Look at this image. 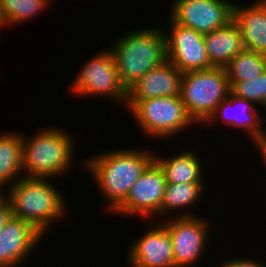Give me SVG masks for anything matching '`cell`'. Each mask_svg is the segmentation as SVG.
<instances>
[{"instance_id": "cell-11", "label": "cell", "mask_w": 266, "mask_h": 267, "mask_svg": "<svg viewBox=\"0 0 266 267\" xmlns=\"http://www.w3.org/2000/svg\"><path fill=\"white\" fill-rule=\"evenodd\" d=\"M168 28H163L167 60L182 73L213 68L210 63L204 34L176 24L170 17ZM169 29V30H168Z\"/></svg>"}, {"instance_id": "cell-23", "label": "cell", "mask_w": 266, "mask_h": 267, "mask_svg": "<svg viewBox=\"0 0 266 267\" xmlns=\"http://www.w3.org/2000/svg\"><path fill=\"white\" fill-rule=\"evenodd\" d=\"M231 93L236 97L252 101L260 108L266 104V71L254 80L229 81Z\"/></svg>"}, {"instance_id": "cell-8", "label": "cell", "mask_w": 266, "mask_h": 267, "mask_svg": "<svg viewBox=\"0 0 266 267\" xmlns=\"http://www.w3.org/2000/svg\"><path fill=\"white\" fill-rule=\"evenodd\" d=\"M203 217L171 216L161 219L172 240L175 267H194L202 261L208 240H211L209 229L212 227Z\"/></svg>"}, {"instance_id": "cell-26", "label": "cell", "mask_w": 266, "mask_h": 267, "mask_svg": "<svg viewBox=\"0 0 266 267\" xmlns=\"http://www.w3.org/2000/svg\"><path fill=\"white\" fill-rule=\"evenodd\" d=\"M263 123H265V118H263ZM255 148H257L258 150V154L259 152H266V125H263V134L261 139L257 142Z\"/></svg>"}, {"instance_id": "cell-14", "label": "cell", "mask_w": 266, "mask_h": 267, "mask_svg": "<svg viewBox=\"0 0 266 267\" xmlns=\"http://www.w3.org/2000/svg\"><path fill=\"white\" fill-rule=\"evenodd\" d=\"M260 109L252 101L236 97L230 92L228 97L217 106L204 125L225 122L231 128H237L240 132L242 130L241 133L244 132L243 134L248 135L251 139L250 141L255 146L263 134L264 123H262V119L264 117L260 115Z\"/></svg>"}, {"instance_id": "cell-5", "label": "cell", "mask_w": 266, "mask_h": 267, "mask_svg": "<svg viewBox=\"0 0 266 267\" xmlns=\"http://www.w3.org/2000/svg\"><path fill=\"white\" fill-rule=\"evenodd\" d=\"M147 138L164 140L197 125L188 114L181 96L138 100L128 110ZM160 137V138H159ZM164 137V138H163Z\"/></svg>"}, {"instance_id": "cell-3", "label": "cell", "mask_w": 266, "mask_h": 267, "mask_svg": "<svg viewBox=\"0 0 266 267\" xmlns=\"http://www.w3.org/2000/svg\"><path fill=\"white\" fill-rule=\"evenodd\" d=\"M118 37L112 39L109 49L114 55L117 73L126 90L167 60L162 26L135 29L119 34Z\"/></svg>"}, {"instance_id": "cell-16", "label": "cell", "mask_w": 266, "mask_h": 267, "mask_svg": "<svg viewBox=\"0 0 266 267\" xmlns=\"http://www.w3.org/2000/svg\"><path fill=\"white\" fill-rule=\"evenodd\" d=\"M232 20L240 30L245 49L266 55V6L256 1L233 4Z\"/></svg>"}, {"instance_id": "cell-9", "label": "cell", "mask_w": 266, "mask_h": 267, "mask_svg": "<svg viewBox=\"0 0 266 267\" xmlns=\"http://www.w3.org/2000/svg\"><path fill=\"white\" fill-rule=\"evenodd\" d=\"M167 181L160 165L153 160L141 176L134 182L126 199L112 212L113 214L139 219L152 220L161 218V204Z\"/></svg>"}, {"instance_id": "cell-10", "label": "cell", "mask_w": 266, "mask_h": 267, "mask_svg": "<svg viewBox=\"0 0 266 267\" xmlns=\"http://www.w3.org/2000/svg\"><path fill=\"white\" fill-rule=\"evenodd\" d=\"M233 4L231 0H173L168 15L176 24L205 34L232 21Z\"/></svg>"}, {"instance_id": "cell-29", "label": "cell", "mask_w": 266, "mask_h": 267, "mask_svg": "<svg viewBox=\"0 0 266 267\" xmlns=\"http://www.w3.org/2000/svg\"><path fill=\"white\" fill-rule=\"evenodd\" d=\"M256 2L260 5L266 6V0H256Z\"/></svg>"}, {"instance_id": "cell-25", "label": "cell", "mask_w": 266, "mask_h": 267, "mask_svg": "<svg viewBox=\"0 0 266 267\" xmlns=\"http://www.w3.org/2000/svg\"><path fill=\"white\" fill-rule=\"evenodd\" d=\"M13 217L10 201L3 195L0 198V231L4 229L7 222Z\"/></svg>"}, {"instance_id": "cell-27", "label": "cell", "mask_w": 266, "mask_h": 267, "mask_svg": "<svg viewBox=\"0 0 266 267\" xmlns=\"http://www.w3.org/2000/svg\"><path fill=\"white\" fill-rule=\"evenodd\" d=\"M9 26L6 18H5V15H4V12H3V8L0 4V32L2 31V28L4 29L7 28ZM1 34V33H0Z\"/></svg>"}, {"instance_id": "cell-4", "label": "cell", "mask_w": 266, "mask_h": 267, "mask_svg": "<svg viewBox=\"0 0 266 267\" xmlns=\"http://www.w3.org/2000/svg\"><path fill=\"white\" fill-rule=\"evenodd\" d=\"M57 127L45 126L29 138L21 134L24 177L54 179L71 169L75 141L66 129Z\"/></svg>"}, {"instance_id": "cell-17", "label": "cell", "mask_w": 266, "mask_h": 267, "mask_svg": "<svg viewBox=\"0 0 266 267\" xmlns=\"http://www.w3.org/2000/svg\"><path fill=\"white\" fill-rule=\"evenodd\" d=\"M197 153V154H196ZM154 160L164 172L167 183H205V175L198 152L191 149L175 153L174 155L161 157L155 151ZM159 156V157H158ZM167 156V157H166Z\"/></svg>"}, {"instance_id": "cell-21", "label": "cell", "mask_w": 266, "mask_h": 267, "mask_svg": "<svg viewBox=\"0 0 266 267\" xmlns=\"http://www.w3.org/2000/svg\"><path fill=\"white\" fill-rule=\"evenodd\" d=\"M224 69L229 81L254 80L266 71V55L244 49Z\"/></svg>"}, {"instance_id": "cell-28", "label": "cell", "mask_w": 266, "mask_h": 267, "mask_svg": "<svg viewBox=\"0 0 266 267\" xmlns=\"http://www.w3.org/2000/svg\"><path fill=\"white\" fill-rule=\"evenodd\" d=\"M260 156H261V158H263L264 164H266V152H260Z\"/></svg>"}, {"instance_id": "cell-19", "label": "cell", "mask_w": 266, "mask_h": 267, "mask_svg": "<svg viewBox=\"0 0 266 267\" xmlns=\"http://www.w3.org/2000/svg\"><path fill=\"white\" fill-rule=\"evenodd\" d=\"M205 186L206 183H167L161 204V217L165 219L174 216L175 214L173 213L177 212L176 216L178 217L197 216L189 209H192V206H196L199 200L201 201V197H205L204 191L207 189Z\"/></svg>"}, {"instance_id": "cell-18", "label": "cell", "mask_w": 266, "mask_h": 267, "mask_svg": "<svg viewBox=\"0 0 266 267\" xmlns=\"http://www.w3.org/2000/svg\"><path fill=\"white\" fill-rule=\"evenodd\" d=\"M204 42L214 67H225L245 49L240 30L233 20L223 28L205 33Z\"/></svg>"}, {"instance_id": "cell-20", "label": "cell", "mask_w": 266, "mask_h": 267, "mask_svg": "<svg viewBox=\"0 0 266 267\" xmlns=\"http://www.w3.org/2000/svg\"><path fill=\"white\" fill-rule=\"evenodd\" d=\"M21 132L0 134V189L12 186L23 177ZM22 174V175H21ZM7 186V187H6ZM3 188V189H2Z\"/></svg>"}, {"instance_id": "cell-6", "label": "cell", "mask_w": 266, "mask_h": 267, "mask_svg": "<svg viewBox=\"0 0 266 267\" xmlns=\"http://www.w3.org/2000/svg\"><path fill=\"white\" fill-rule=\"evenodd\" d=\"M230 92L224 67L183 73L180 96L188 114L197 124L203 125Z\"/></svg>"}, {"instance_id": "cell-30", "label": "cell", "mask_w": 266, "mask_h": 267, "mask_svg": "<svg viewBox=\"0 0 266 267\" xmlns=\"http://www.w3.org/2000/svg\"><path fill=\"white\" fill-rule=\"evenodd\" d=\"M5 192H3V190L0 189V198L4 195Z\"/></svg>"}, {"instance_id": "cell-2", "label": "cell", "mask_w": 266, "mask_h": 267, "mask_svg": "<svg viewBox=\"0 0 266 267\" xmlns=\"http://www.w3.org/2000/svg\"><path fill=\"white\" fill-rule=\"evenodd\" d=\"M51 182L49 178L23 176L4 194L12 205L13 217L30 222L44 236L68 212L63 192Z\"/></svg>"}, {"instance_id": "cell-12", "label": "cell", "mask_w": 266, "mask_h": 267, "mask_svg": "<svg viewBox=\"0 0 266 267\" xmlns=\"http://www.w3.org/2000/svg\"><path fill=\"white\" fill-rule=\"evenodd\" d=\"M153 225H152V224ZM151 229L140 235L126 251L129 267H175L173 245L166 227L157 220L154 225L150 221Z\"/></svg>"}, {"instance_id": "cell-1", "label": "cell", "mask_w": 266, "mask_h": 267, "mask_svg": "<svg viewBox=\"0 0 266 267\" xmlns=\"http://www.w3.org/2000/svg\"><path fill=\"white\" fill-rule=\"evenodd\" d=\"M154 155L155 151L142 147L110 149L88 157L89 159L84 158V166L81 164V167L94 177L102 198L107 200L105 209L112 214L126 199L134 182L154 160Z\"/></svg>"}, {"instance_id": "cell-13", "label": "cell", "mask_w": 266, "mask_h": 267, "mask_svg": "<svg viewBox=\"0 0 266 267\" xmlns=\"http://www.w3.org/2000/svg\"><path fill=\"white\" fill-rule=\"evenodd\" d=\"M45 236L30 222L12 217L0 231V267H19Z\"/></svg>"}, {"instance_id": "cell-7", "label": "cell", "mask_w": 266, "mask_h": 267, "mask_svg": "<svg viewBox=\"0 0 266 267\" xmlns=\"http://www.w3.org/2000/svg\"><path fill=\"white\" fill-rule=\"evenodd\" d=\"M98 52L81 66L69 86L70 92L82 99L103 96L125 106L127 90L120 81L112 51L106 48Z\"/></svg>"}, {"instance_id": "cell-22", "label": "cell", "mask_w": 266, "mask_h": 267, "mask_svg": "<svg viewBox=\"0 0 266 267\" xmlns=\"http://www.w3.org/2000/svg\"><path fill=\"white\" fill-rule=\"evenodd\" d=\"M9 27L27 23L44 13L49 4L44 0H0ZM45 8V9H44ZM44 10V11H43ZM15 25V26H14Z\"/></svg>"}, {"instance_id": "cell-31", "label": "cell", "mask_w": 266, "mask_h": 267, "mask_svg": "<svg viewBox=\"0 0 266 267\" xmlns=\"http://www.w3.org/2000/svg\"><path fill=\"white\" fill-rule=\"evenodd\" d=\"M45 2H47L48 4H51L50 1L52 2V0H44Z\"/></svg>"}, {"instance_id": "cell-15", "label": "cell", "mask_w": 266, "mask_h": 267, "mask_svg": "<svg viewBox=\"0 0 266 267\" xmlns=\"http://www.w3.org/2000/svg\"><path fill=\"white\" fill-rule=\"evenodd\" d=\"M183 73L170 61L150 70L127 90L126 107L138 100L180 96Z\"/></svg>"}, {"instance_id": "cell-24", "label": "cell", "mask_w": 266, "mask_h": 267, "mask_svg": "<svg viewBox=\"0 0 266 267\" xmlns=\"http://www.w3.org/2000/svg\"><path fill=\"white\" fill-rule=\"evenodd\" d=\"M219 267H266V263L253 258H228L223 261Z\"/></svg>"}]
</instances>
